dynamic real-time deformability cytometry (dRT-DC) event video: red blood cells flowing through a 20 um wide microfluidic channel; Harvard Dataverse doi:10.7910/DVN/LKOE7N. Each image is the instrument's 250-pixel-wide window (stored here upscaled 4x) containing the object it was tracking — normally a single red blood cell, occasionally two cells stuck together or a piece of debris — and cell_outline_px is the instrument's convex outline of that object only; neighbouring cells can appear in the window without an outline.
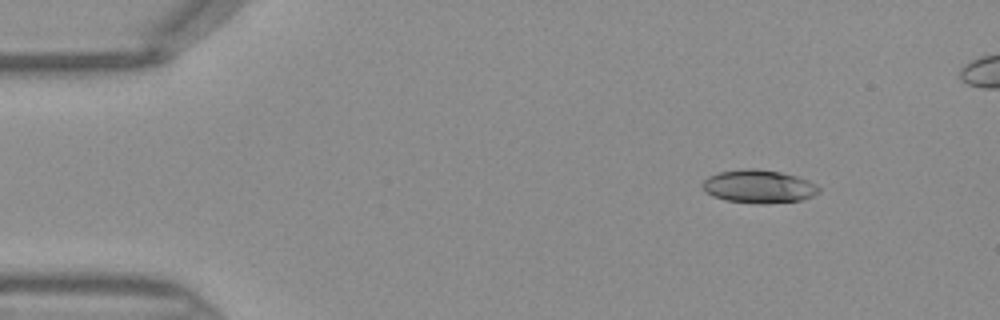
{"species": "Egyptian fruit bat (a non-hibernating species)", "species_latin": "Rousettus aegyptiacus", "temperature_condition": "warm", "stored_images_in_passage": 39, "camera_frame_rate_fps": 3000, "um_per_image_px": 0.085, "frame": {"image": 1, "passage_image": 1, "time_ms": 0.0, "image_size_px": [1000, 320], "cell_outline_px": [[820, 192], [804, 200], [764, 204], [756, 204], [724, 200], [712, 196], [704, 192], [700, 184], [708, 176], [720, 172], [740, 168], [756, 168], [780, 172], [796, 176], [808, 180], [816, 184], [820, 188]], "centroid_in_image_um": [64.47, 15.85], "position_along_channel_um": 20.5, "area_um2": 22.95}}
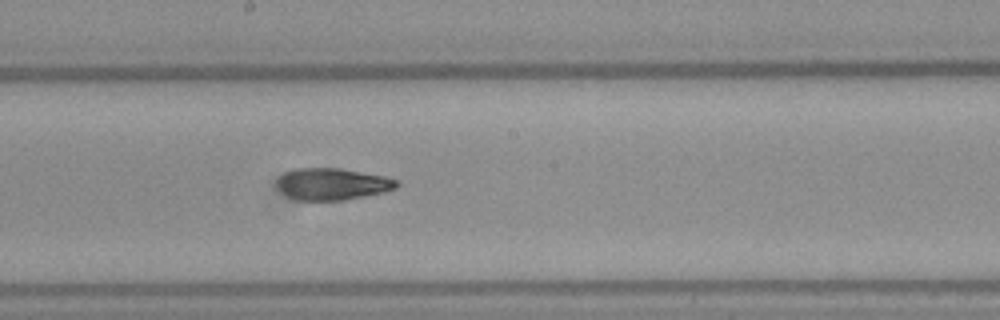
{"frame": {"image": 2, "passage_image": 20, "time_ms": 6.333, "image_size_px": [1000, 320], "cell_outline_px": [[400, 184], [396, 188], [384, 192], [344, 200], [300, 200], [288, 196], [276, 184], [276, 180], [284, 172], [296, 168], [340, 168], [384, 176], [396, 180]], "centroid_in_image_um": [28.25, 15.63], "position_along_channel_um": 219.9, "area_um2": 22.02}}
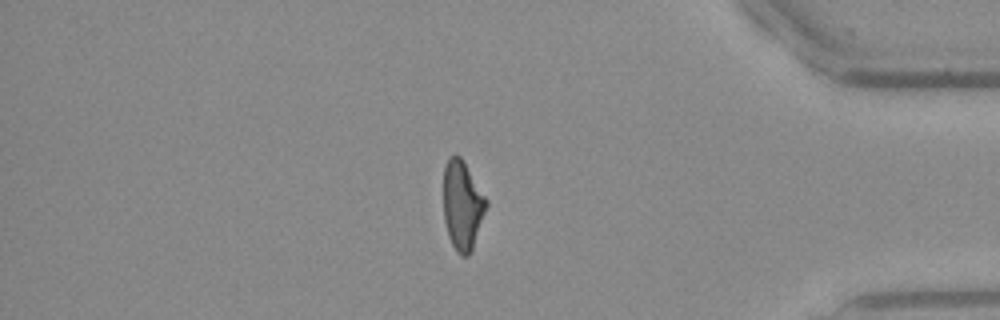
{"frame": {"image": 3, "passage_image": 34, "time_ms": 11.0, "image_size_px": [1000, 320], "cell_outline_px": [[488, 204], [472, 248], [468, 256], [460, 256], [456, 252], [448, 236], [444, 220], [444, 168], [448, 160], [452, 156], [460, 156], [488, 200]], "centroid_in_image_um": [39.3, 17.48], "position_along_channel_um": 395.9, "area_um2": 21.91}}